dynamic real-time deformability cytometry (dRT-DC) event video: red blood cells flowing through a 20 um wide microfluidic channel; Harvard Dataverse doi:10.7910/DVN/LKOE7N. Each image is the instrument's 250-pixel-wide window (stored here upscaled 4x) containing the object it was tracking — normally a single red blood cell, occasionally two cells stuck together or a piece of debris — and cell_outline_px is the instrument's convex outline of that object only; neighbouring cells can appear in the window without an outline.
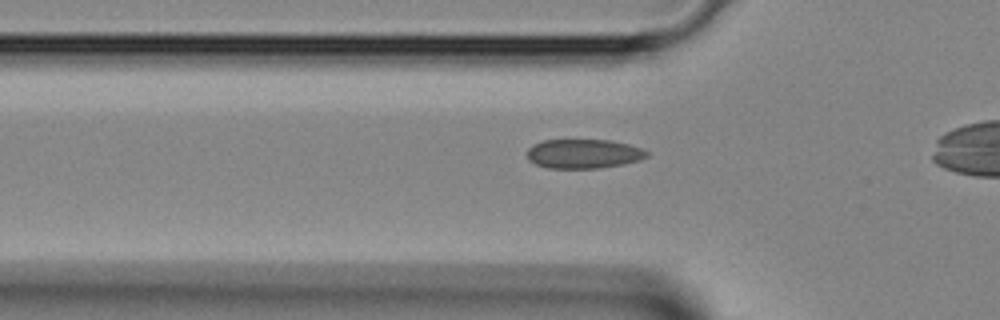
{"species": "Egyptian fruit bat (a non-hibernating species)", "species_latin": "Rousettus aegyptiacus", "temperature_condition": "room temperature", "stored_images_in_passage": 25, "camera_frame_rate_fps": 3000, "um_per_image_px": 0.085, "animal": {"sex": "female"}, "frame": {"image": 1, "passage_image": 4, "time_ms": 1.0, "image_size_px": [1000, 320], "cell_outline_px": [[648, 156], [640, 160], [624, 164], [600, 168], [548, 168], [536, 164], [528, 160], [528, 148], [532, 144], [544, 140], [612, 140], [628, 144], [640, 148], [648, 152]], "centroid_in_image_um": [49.6, 13.07], "position_along_channel_um": 76.2, "area_um2": 20.46}}
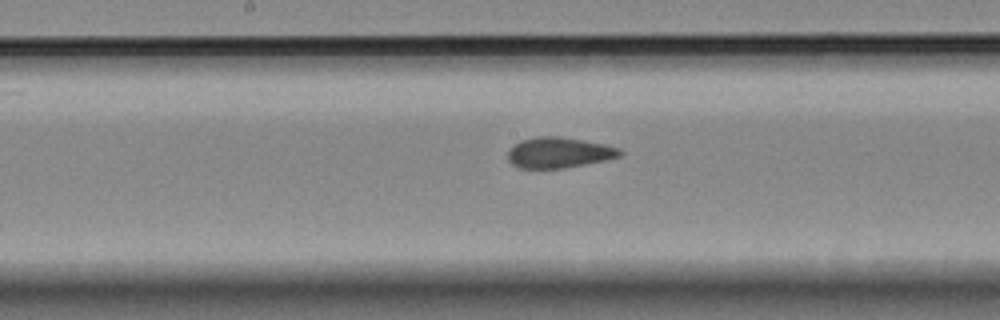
{"frame": {"image": 2, "passage_image": 12, "time_ms": 3.667, "image_size_px": [1000, 320], "cell_outline_px": [[624, 152], [620, 156], [604, 160], [564, 168], [520, 168], [512, 164], [508, 160], [508, 152], [520, 140], [536, 136], [560, 136], [604, 144], [620, 148]], "centroid_in_image_um": [47.51, 12.96], "position_along_channel_um": 200.7, "area_um2": 19.88}}
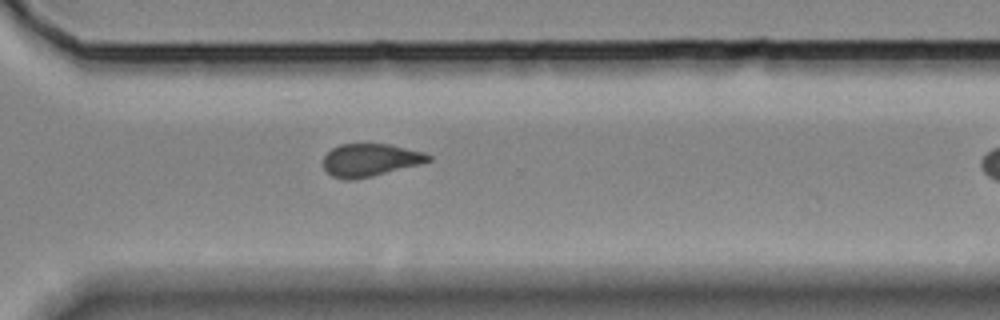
{"frame": {"image": 3, "passage_image": 21, "time_ms": 6.667, "image_size_px": [1000, 320], "cell_outline_px": [[432, 160], [420, 164], [356, 180], [344, 180], [332, 176], [324, 168], [324, 156], [332, 148], [340, 144], [388, 144], [424, 152], [432, 156]], "centroid_in_image_um": [31.46, 13.61], "position_along_channel_um": 339.1, "area_um2": 20.0}}